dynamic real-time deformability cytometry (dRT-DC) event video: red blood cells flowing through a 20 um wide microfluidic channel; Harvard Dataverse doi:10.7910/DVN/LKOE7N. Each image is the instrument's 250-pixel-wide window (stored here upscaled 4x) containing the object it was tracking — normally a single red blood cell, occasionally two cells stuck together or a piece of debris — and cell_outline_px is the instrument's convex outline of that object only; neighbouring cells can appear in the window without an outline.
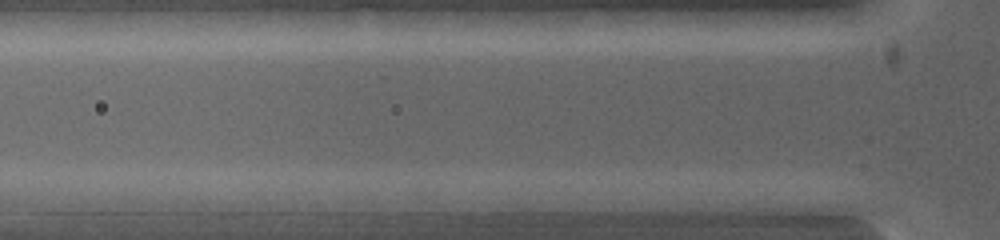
{"species": "common noctule bat (a hibernating species)", "species_latin": "Nyctalus noctula", "temperature_condition": "warm", "stored_images_in_passage": 3, "camera_frame_rate_fps": 5000, "um_per_image_px": 0.085, "animal": {"sex": "female", "body_mass_g": 19.0, "forearm_length_mm": 53.3}, "frame": {"image": 1, "passage_image": 2, "time_ms": 0.4, "image_size_px": [1000, 240], "cell_outline_px": [[384, 200], [380, 212], [284, 212], [300, 192], [376, 192]], "centroid_in_image_um": [28.6, 17.2], "position_along_channel_um": 97.2, "area_um2": 12.89}}